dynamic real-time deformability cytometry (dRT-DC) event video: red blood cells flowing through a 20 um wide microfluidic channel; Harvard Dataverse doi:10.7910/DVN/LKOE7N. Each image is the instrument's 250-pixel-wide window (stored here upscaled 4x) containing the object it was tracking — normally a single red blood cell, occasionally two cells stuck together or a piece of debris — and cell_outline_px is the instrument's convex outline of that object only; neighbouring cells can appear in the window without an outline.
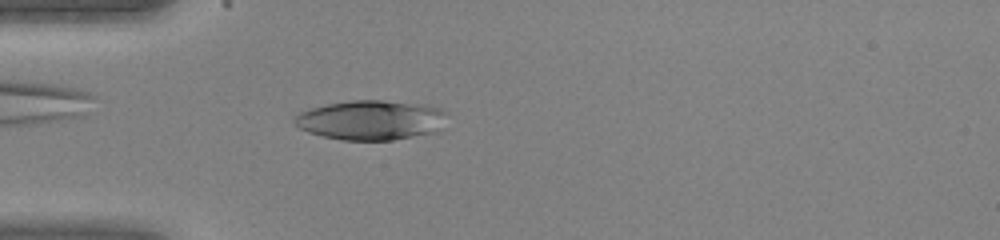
{"species": "human", "species_latin": "Homo sapiens", "temperature_condition": "warm", "stored_images_in_passage": 42, "camera_frame_rate_fps": 3000, "um_per_image_px": 0.085, "donor": {"sex": "female"}, "frame": {"image": 1, "passage_image": 12, "time_ms": 3.667, "image_size_px": [1000, 240], "cell_outline_px": [[448, 112], [440, 128], [436, 132], [392, 140], [340, 140], [308, 132], [300, 128], [292, 120], [300, 112], [312, 108], [328, 104], [352, 100], [380, 100], [436, 108]], "centroid_in_image_um": [31.49, 10.22], "position_along_channel_um": 53.5, "area_um2": 34.62}}
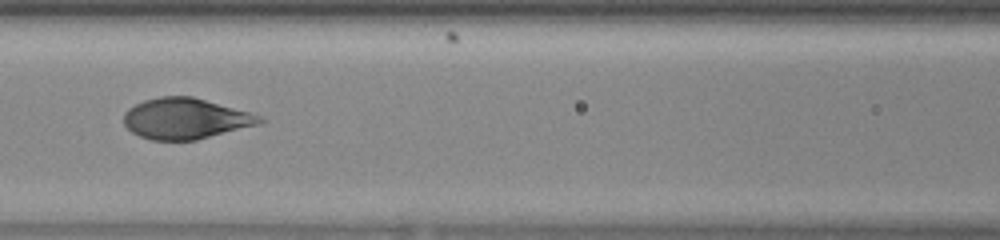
{"frame": {"image": 2, "passage_image": 19, "time_ms": 6.0, "image_size_px": [1000, 240], "cell_outline_px": [[264, 120], [256, 124], [196, 140], [152, 140], [140, 136], [132, 132], [124, 124], [124, 112], [136, 104], [144, 100], [160, 96], [192, 96], [248, 112], [260, 116]], "centroid_in_image_um": [15.7, 10.07], "position_along_channel_um": 150.9, "area_um2": 31.73}}
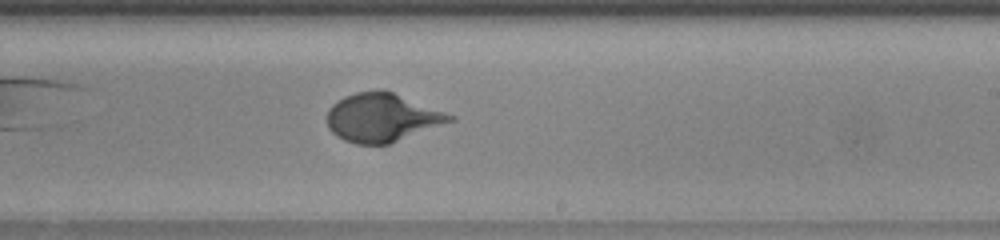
{"frame": {"image": 3, "passage_image": 26, "time_ms": 8.333, "image_size_px": [1000, 240], "cell_outline_px": [[456, 120], [388, 144], [356, 144], [344, 140], [336, 136], [328, 128], [328, 108], [332, 104], [344, 96], [356, 92], [384, 88], [456, 116]], "centroid_in_image_um": [32.48, 9.97], "position_along_channel_um": 256.5, "area_um2": 34.91}}